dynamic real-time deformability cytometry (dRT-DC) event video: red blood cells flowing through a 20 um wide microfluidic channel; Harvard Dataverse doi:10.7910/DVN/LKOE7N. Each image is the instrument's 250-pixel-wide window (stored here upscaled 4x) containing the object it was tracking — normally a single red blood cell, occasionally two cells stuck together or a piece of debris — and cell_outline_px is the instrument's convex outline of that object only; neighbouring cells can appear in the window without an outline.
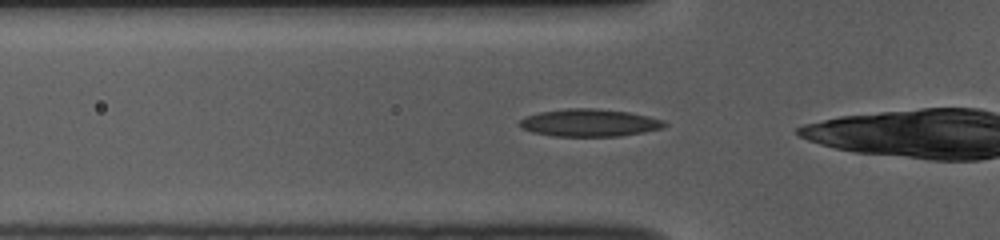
{"species": "common noctule bat (a hibernating species)", "species_latin": "Nyctalus noctula", "temperature_condition": "room temperature", "stored_images_in_passage": 28, "camera_frame_rate_fps": 3000, "um_per_image_px": 0.085, "animal": {"sex": "female", "body_mass_g": 10.0, "forearm_length_mm": 53.1}, "frame": {"image": 1, "passage_image": 2, "time_ms": 0.333, "image_size_px": [1000, 240], "cell_outline_px": [[668, 124], [664, 128], [644, 132], [620, 136], [552, 136], [532, 132], [520, 128], [516, 124], [520, 120], [528, 116], [540, 112], [568, 108], [592, 108], [628, 112], [648, 116], [664, 120]], "centroid_in_image_um": [50.1, 10.44], "position_along_channel_um": 75.7, "area_um2": 23.29}}
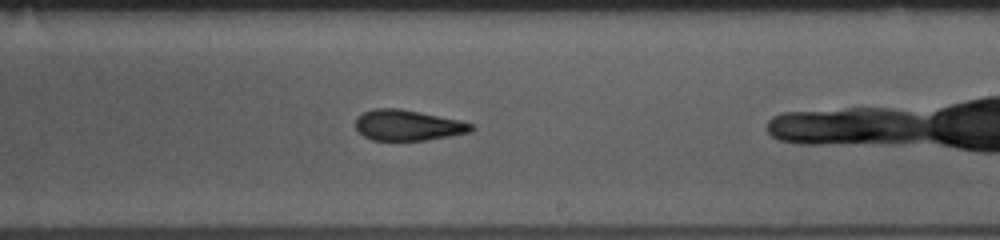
{"frame": {"image": 2, "passage_image": 16, "time_ms": 5.0, "image_size_px": [1000, 240], "cell_outline_px": [[476, 128], [472, 132], [424, 140], [372, 140], [364, 136], [356, 128], [356, 116], [372, 108], [400, 108], [460, 120], [472, 124]], "centroid_in_image_um": [34.67, 10.63], "position_along_channel_um": 254.3, "area_um2": 20.69}}
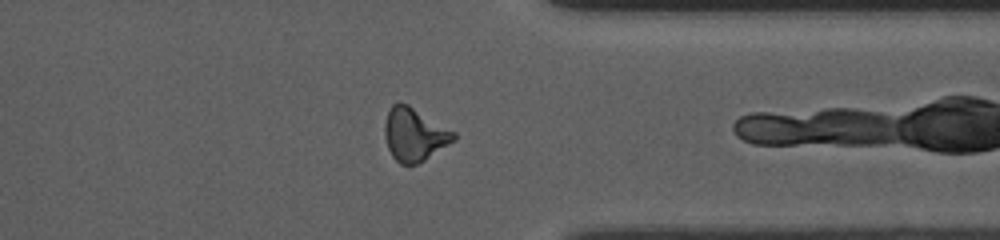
{"frame": {"image": 3, "passage_image": 26, "time_ms": 8.333, "image_size_px": [1000, 240], "cell_outline_px": [[456, 140], [424, 160], [416, 164], [400, 164], [392, 156], [388, 148], [384, 136], [384, 124], [388, 112], [392, 104], [408, 104], [456, 132]], "centroid_in_image_um": [35.23, 11.44], "position_along_channel_um": 376.2, "area_um2": 21.27}}